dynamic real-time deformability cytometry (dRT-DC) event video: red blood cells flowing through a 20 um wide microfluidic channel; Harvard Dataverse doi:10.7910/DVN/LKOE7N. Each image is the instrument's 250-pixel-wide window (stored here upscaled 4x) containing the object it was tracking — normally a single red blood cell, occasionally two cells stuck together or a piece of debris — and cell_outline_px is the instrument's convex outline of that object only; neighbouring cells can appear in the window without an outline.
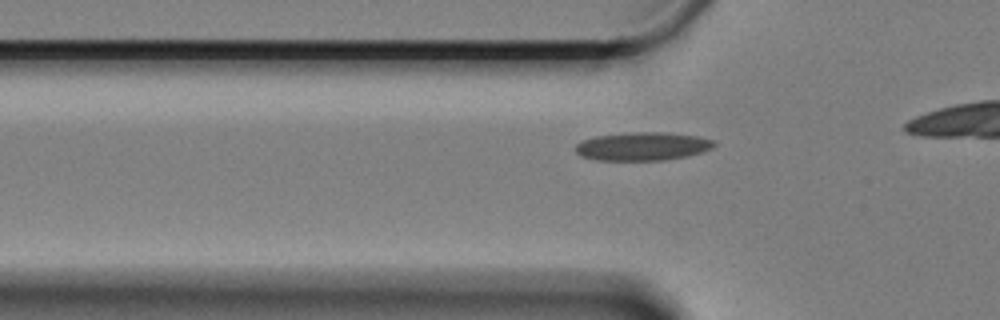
{"species": "Egyptian fruit bat (a non-hibernating species)", "species_latin": "Rousettus aegyptiacus", "temperature_condition": "cold", "stored_images_in_passage": 34, "camera_frame_rate_fps": 3000, "um_per_image_px": 0.085, "animal": {"sex": "female"}, "frame": {"image": 1, "passage_image": 8, "time_ms": 2.333, "image_size_px": [1000, 320], "cell_outline_px": [[716, 144], [712, 148], [704, 152], [688, 156], [664, 160], [596, 160], [580, 156], [576, 152], [576, 144], [580, 140], [596, 136], [632, 132], [668, 132], [696, 136], [716, 140]], "centroid_in_image_um": [54.64, 12.43], "position_along_channel_um": 71.2, "area_um2": 23.12}}
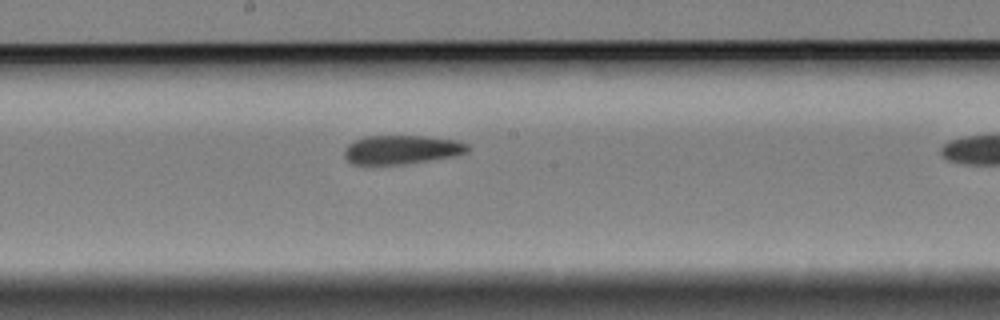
{"frame": {"image": 2, "passage_image": 21, "time_ms": 6.667, "image_size_px": [1000, 320], "cell_outline_px": [[468, 152], [452, 156], [404, 164], [352, 164], [344, 156], [344, 152], [348, 144], [364, 136], [424, 136], [456, 140], [468, 144]], "centroid_in_image_um": [34.12, 12.71], "position_along_channel_um": 214.1, "area_um2": 20.52}}
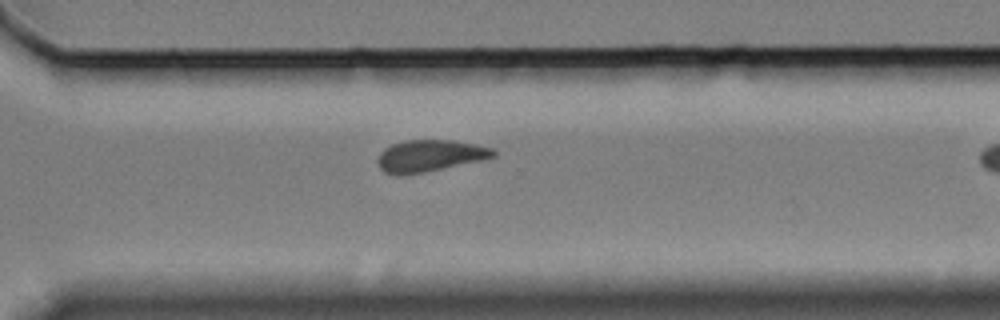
{"frame": {"image": 3, "passage_image": 32, "time_ms": 10.333, "image_size_px": [1000, 320], "cell_outline_px": [[496, 156], [484, 160], [424, 172], [400, 176], [384, 172], [380, 168], [376, 160], [380, 152], [384, 148], [392, 144], [408, 140], [452, 140], [492, 148], [496, 152]], "centroid_in_image_um": [36.51, 13.25], "position_along_channel_um": 334.1, "area_um2": 21.44}}